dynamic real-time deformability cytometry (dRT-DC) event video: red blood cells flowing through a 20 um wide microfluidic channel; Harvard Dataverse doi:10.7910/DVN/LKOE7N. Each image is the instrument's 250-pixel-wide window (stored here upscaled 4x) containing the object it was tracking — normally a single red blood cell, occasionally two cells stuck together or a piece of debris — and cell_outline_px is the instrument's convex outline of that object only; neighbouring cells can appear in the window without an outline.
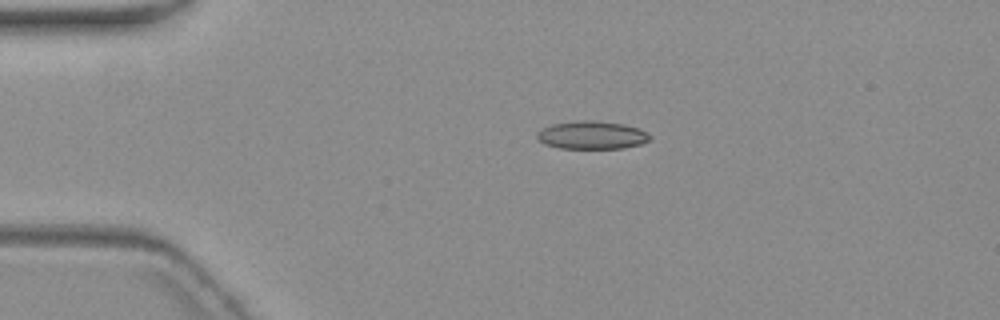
{"species": "common noctule bat (a hibernating species)", "species_latin": "Nyctalus noctula", "temperature_condition": "warm", "stored_images_in_passage": 7, "camera_frame_rate_fps": 3000, "um_per_image_px": 0.085, "animal": {"sex": "female", "body_mass_g": 19.3, "forearm_length_mm": 54.1}, "frame": {"image": 1, "passage_image": 3, "time_ms": 2.667, "image_size_px": [1000, 320], "cell_outline_px": [[652, 140], [640, 144], [624, 148], [560, 148], [544, 144], [536, 136], [536, 132], [552, 124], [584, 120], [588, 120], [624, 124], [640, 128], [652, 136]], "centroid_in_image_um": [50.35, 11.49], "position_along_channel_um": 34.7, "area_um2": 18.38}}
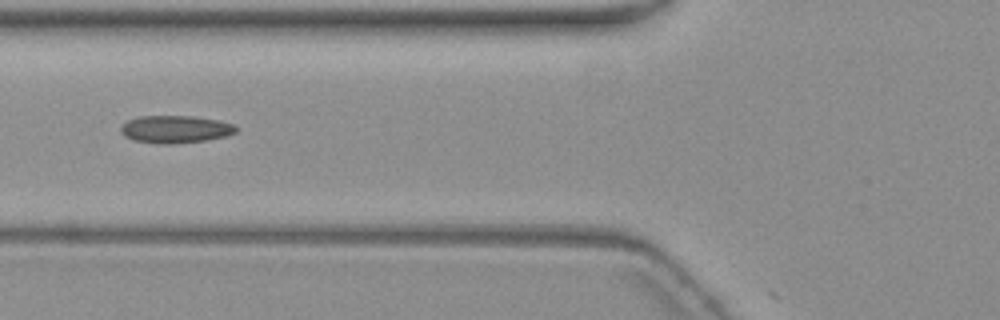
{"frame": {"image": 2, "passage_image": 6, "time_ms": 6.0, "image_size_px": [1000, 320], "cell_outline_px": [[236, 132], [228, 136], [208, 140], [172, 144], [156, 144], [132, 140], [124, 136], [120, 132], [120, 124], [128, 120], [140, 116], [192, 116], [220, 120], [232, 124], [236, 128]], "centroid_in_image_um": [14.87, 10.99], "position_along_channel_um": 110.9, "area_um2": 18.79}}
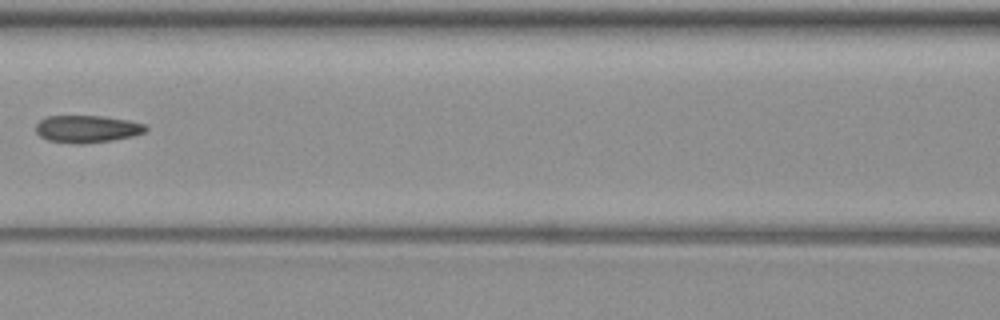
{"frame": {"image": 3, "passage_image": 7, "time_ms": 7.333, "image_size_px": [1000, 320], "cell_outline_px": [[148, 128], [144, 132], [132, 136], [112, 140], [84, 144], [72, 144], [48, 140], [40, 136], [36, 132], [36, 124], [40, 120], [48, 116], [100, 116], [128, 120], [144, 124]], "centroid_in_image_um": [7.38, 10.97], "position_along_channel_um": 159.2, "area_um2": 17.46}}